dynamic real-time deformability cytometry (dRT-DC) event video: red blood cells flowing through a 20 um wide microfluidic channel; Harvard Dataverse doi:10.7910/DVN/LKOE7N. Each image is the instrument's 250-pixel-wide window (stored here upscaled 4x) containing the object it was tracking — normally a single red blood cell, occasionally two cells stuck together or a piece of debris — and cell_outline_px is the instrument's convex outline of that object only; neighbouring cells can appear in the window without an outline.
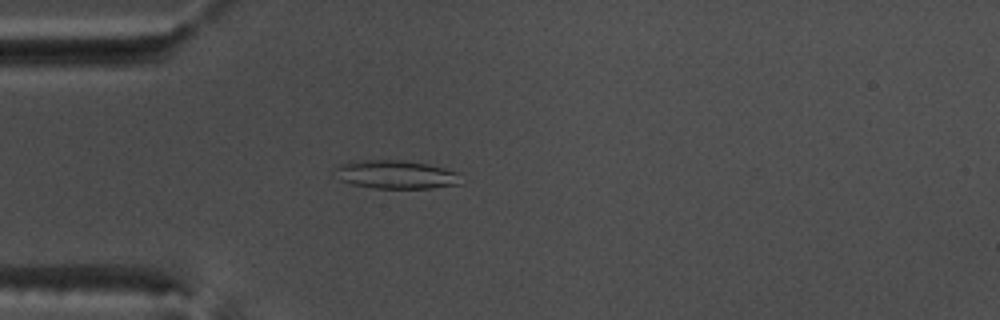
{"species": "common noctule bat (a hibernating species)", "species_latin": "Nyctalus noctula", "temperature_condition": "warm", "stored_images_in_passage": 53, "camera_frame_rate_fps": 3000, "um_per_image_px": 0.085, "animal": {"sex": "male", "body_mass_g": 17.5, "forearm_length_mm": 52.3}, "frame": {"image": 1, "passage_image": 15, "time_ms": 4.667, "image_size_px": [1000, 320], "cell_outline_px": [[464, 184], [432, 188], [376, 188], [352, 184], [340, 180], [336, 168], [344, 164], [364, 160], [404, 160], [444, 168], [460, 172]], "centroid_in_image_um": [33.79, 14.85], "position_along_channel_um": 51.2, "area_um2": 20.69}}
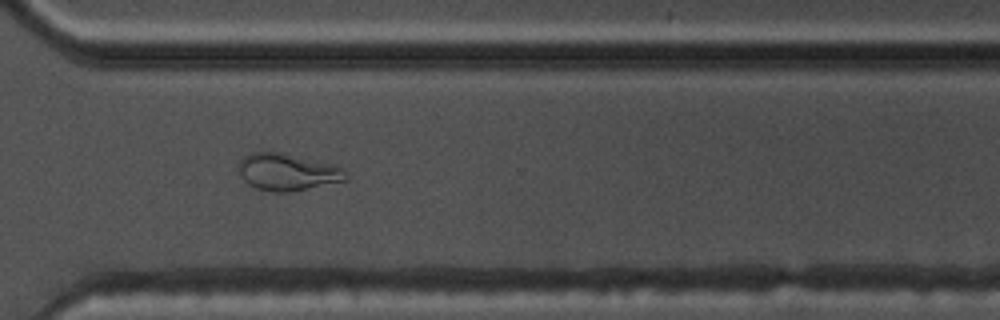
{"frame": {"image": 2, "passage_image": 39, "time_ms": 12.667, "image_size_px": [1000, 320], "cell_outline_px": [[348, 180], [288, 192], [272, 192], [256, 188], [248, 184], [244, 180], [236, 168], [240, 160], [244, 156], [252, 152], [276, 152], [328, 164], [340, 168], [348, 176]], "centroid_in_image_um": [24.35, 14.64], "position_along_channel_um": 346.3, "area_um2": 22.6}}
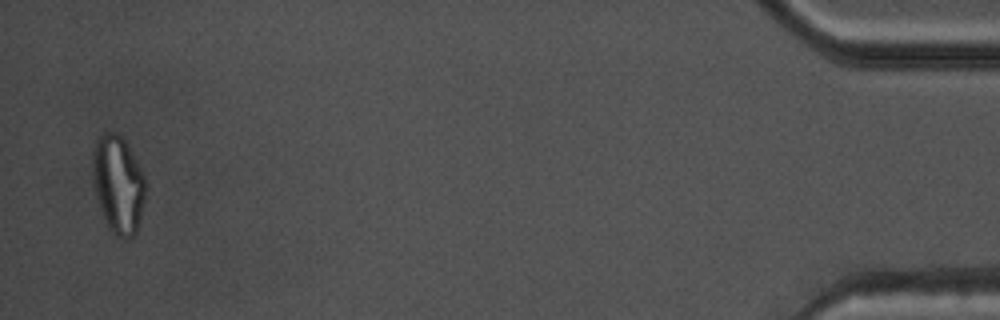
{"frame": {"image": 3, "passage_image": 52, "time_ms": 17.0, "image_size_px": [1000, 320], "cell_outline_px": [[144, 200], [136, 232], [128, 240], [124, 240], [116, 236], [108, 228], [104, 220], [96, 196], [92, 172], [92, 152], [96, 136], [104, 132], [116, 132], [124, 140], [136, 160], [144, 176]], "centroid_in_image_um": [10.0, 15.67], "position_along_channel_um": 425.2, "area_um2": 30.11}, "authors_computed_cell_mechanics": {"area_um2": 22.253, "velocity_mm_per_s": 3.8213, "shape_relaxation_time_tau1_ms": null, "shape_relaxation_time_tau2_ms": 1.9919, "deformation_change_tau1": null, "deformation_change_tau2": 0.0924}}